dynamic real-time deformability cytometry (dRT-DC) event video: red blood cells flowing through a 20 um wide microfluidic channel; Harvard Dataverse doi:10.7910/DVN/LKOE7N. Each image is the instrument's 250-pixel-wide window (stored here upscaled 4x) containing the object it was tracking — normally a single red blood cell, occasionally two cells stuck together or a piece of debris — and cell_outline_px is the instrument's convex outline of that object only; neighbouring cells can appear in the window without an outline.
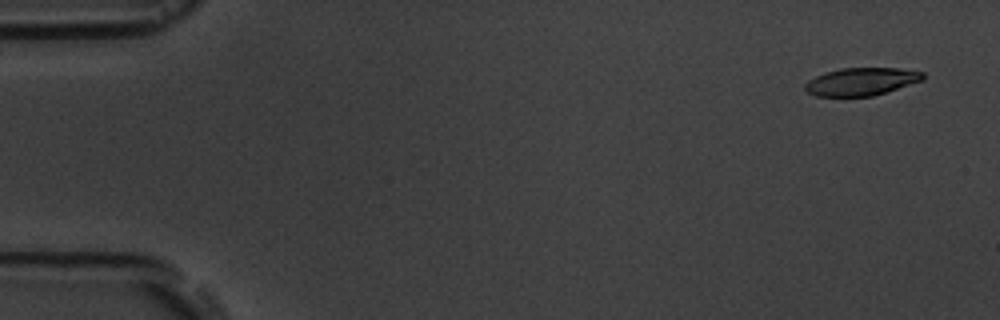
{"species": "common noctule bat (a hibernating species)", "species_latin": "Nyctalus noctula", "temperature_condition": "room temperature", "stored_images_in_passage": 4, "camera_frame_rate_fps": 3000, "um_per_image_px": 0.085, "animal": {"sex": "male", "body_mass_g": 19.5, "forearm_length_mm": 54.6}, "frame": {"image": 1, "passage_image": 1, "time_ms": 0.0, "image_size_px": [1000, 320], "cell_outline_px": [[924, 80], [872, 96], [816, 96], [808, 92], [804, 88], [804, 84], [808, 80], [816, 76], [840, 68], [900, 68], [924, 72]], "centroid_in_image_um": [73.22, 6.93], "position_along_channel_um": 11.8, "area_um2": 18.96}}
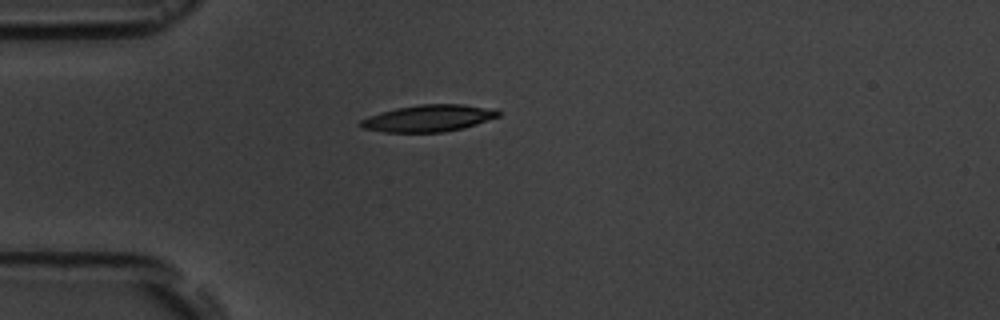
{"frame": {"image": 2, "passage_image": 4, "time_ms": 4.0, "image_size_px": [1000, 320], "cell_outline_px": [[500, 116], [464, 128], [444, 132], [384, 132], [360, 128], [356, 124], [360, 120], [368, 116], [380, 112], [396, 108], [420, 104], [464, 104], [496, 108], [500, 112]], "centroid_in_image_um": [36.41, 10.04], "position_along_channel_um": 48.6, "area_um2": 21.85}}